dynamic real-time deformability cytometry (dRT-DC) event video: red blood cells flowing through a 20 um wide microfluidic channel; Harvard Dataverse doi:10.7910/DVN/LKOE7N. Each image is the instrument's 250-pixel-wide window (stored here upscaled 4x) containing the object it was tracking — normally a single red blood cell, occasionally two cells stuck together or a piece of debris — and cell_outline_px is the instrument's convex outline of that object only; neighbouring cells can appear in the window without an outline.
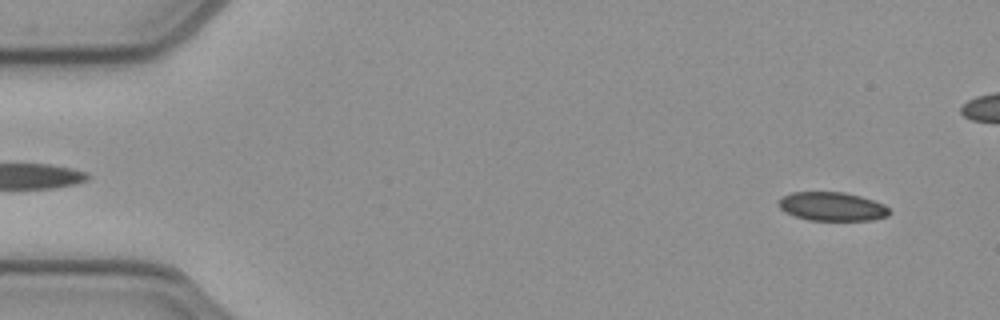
{"species": "common noctule bat (a hibernating species)", "species_latin": "Nyctalus noctula", "temperature_condition": "cold", "stored_images_in_passage": 53, "camera_frame_rate_fps": 3000, "um_per_image_px": 0.085, "animal": {"sex": "female", "body_mass_g": 21.9}, "frame": {"image": 1, "passage_image": 4, "time_ms": 1.0, "image_size_px": [1000, 320], "cell_outline_px": [[888, 216], [872, 220], [808, 220], [796, 216], [780, 208], [780, 196], [792, 192], [844, 192], [860, 196], [884, 204], [888, 208]], "centroid_in_image_um": [70.73, 17.54], "position_along_channel_um": 14.3, "area_um2": 18.32}}
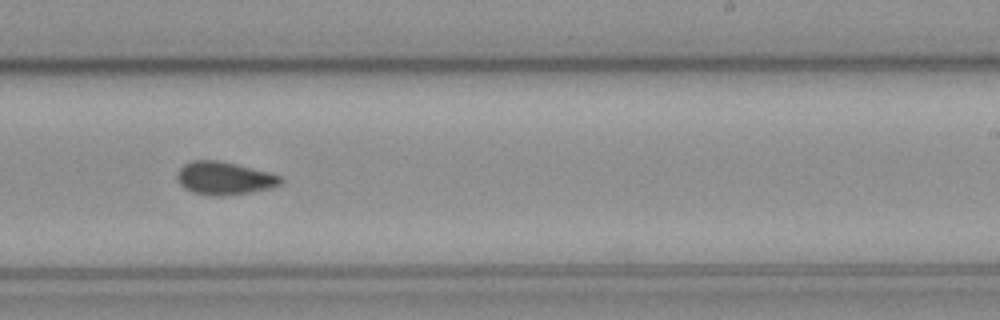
{"frame": {"image": 2, "passage_image": 32, "time_ms": 10.333, "image_size_px": [1000, 320], "cell_outline_px": [[284, 180], [280, 184], [272, 188], [248, 192], [220, 196], [208, 196], [192, 192], [184, 188], [176, 180], [176, 172], [184, 164], [192, 160], [216, 160], [236, 164], [268, 172], [280, 176]], "centroid_in_image_um": [19.02, 15.15], "position_along_channel_um": 270.0, "area_um2": 19.94}}
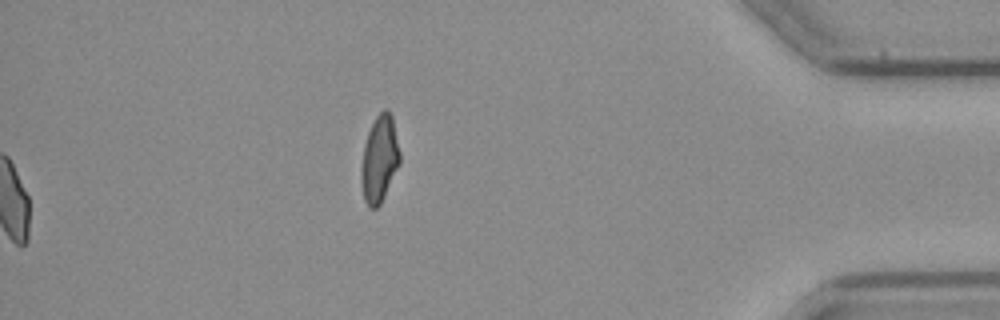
{"frame": {"image": 3, "passage_image": 53, "time_ms": 17.333, "image_size_px": [1000, 320], "cell_outline_px": [[400, 164], [380, 204], [376, 208], [368, 208], [364, 200], [360, 180], [360, 168], [364, 144], [368, 132], [376, 116], [384, 108], [388, 108], [392, 116], [400, 152]], "centroid_in_image_um": [32.24, 13.52], "position_along_channel_um": 403.0, "area_um2": 19.71}, "authors_computed_cell_mechanics": {"area_um2": 19.652, "velocity_mm_per_s": 3.9349, "shape_relaxation_time_tau1_ms": null, "shape_relaxation_time_tau2_ms": 2.4546, "deformation_change_tau1": null, "deformation_change_tau2": 0.0765}}